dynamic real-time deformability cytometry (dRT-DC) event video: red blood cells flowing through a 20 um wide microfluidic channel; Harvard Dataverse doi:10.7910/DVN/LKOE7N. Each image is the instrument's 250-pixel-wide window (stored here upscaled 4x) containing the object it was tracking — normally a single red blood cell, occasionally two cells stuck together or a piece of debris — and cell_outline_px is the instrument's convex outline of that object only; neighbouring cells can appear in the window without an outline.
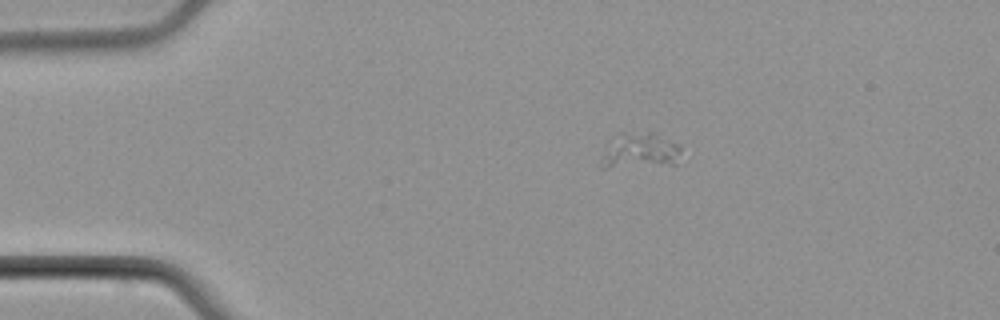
{"species": "common noctule bat (a hibernating species)", "species_latin": "Nyctalus noctula", "temperature_condition": "cold", "stored_images_in_passage": 7, "camera_frame_rate_fps": 3000, "um_per_image_px": 0.085, "animal": {"sex": "male", "body_mass_g": 21.5, "forearm_length_mm": 52.0}, "frame": {"image": 1, "passage_image": 1, "time_ms": 0.0, "image_size_px": [1000, 320], "cell_outline_px": [[680, 152], [676, 164], [608, 164], [612, 156], [624, 136], [648, 132], [652, 132], [676, 144], [680, 148]], "centroid_in_image_um": [54.88, 12.78], "position_along_channel_um": 30.1, "area_um2": 12.66}}
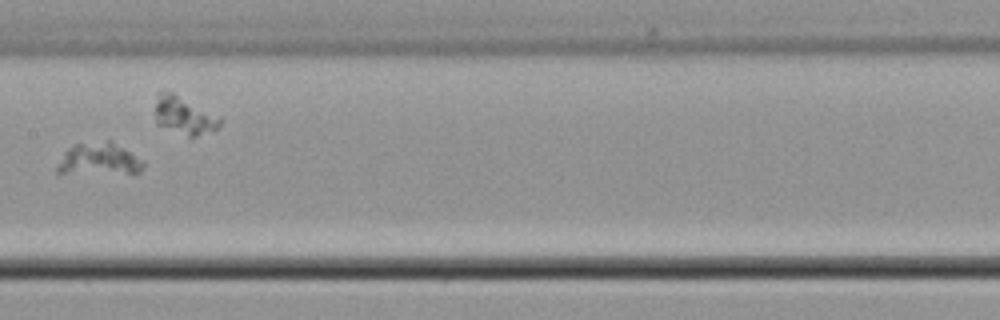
{"frame": {"image": 2, "passage_image": 6, "time_ms": 6.0, "image_size_px": [1000, 320], "cell_outline_px": [[144, 164], [140, 172], [56, 172], [56, 168], [64, 152], [68, 148], [76, 144], [108, 140], [112, 140], [144, 160]], "centroid_in_image_um": [8.45, 13.48], "position_along_channel_um": 199.0, "area_um2": 15.66}}
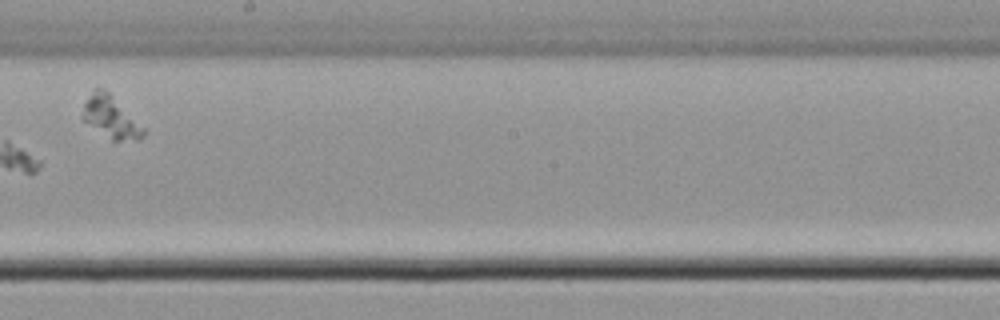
{"frame": {"image": 3, "passage_image": 7, "time_ms": 7.333, "image_size_px": [1000, 320], "cell_outline_px": [[144, 136], [140, 140], [112, 140], [84, 120], [80, 116], [84, 104], [92, 88], [100, 88], [108, 92], [144, 128]], "centroid_in_image_um": [9.39, 9.95], "position_along_channel_um": 238.8, "area_um2": 14.39}}